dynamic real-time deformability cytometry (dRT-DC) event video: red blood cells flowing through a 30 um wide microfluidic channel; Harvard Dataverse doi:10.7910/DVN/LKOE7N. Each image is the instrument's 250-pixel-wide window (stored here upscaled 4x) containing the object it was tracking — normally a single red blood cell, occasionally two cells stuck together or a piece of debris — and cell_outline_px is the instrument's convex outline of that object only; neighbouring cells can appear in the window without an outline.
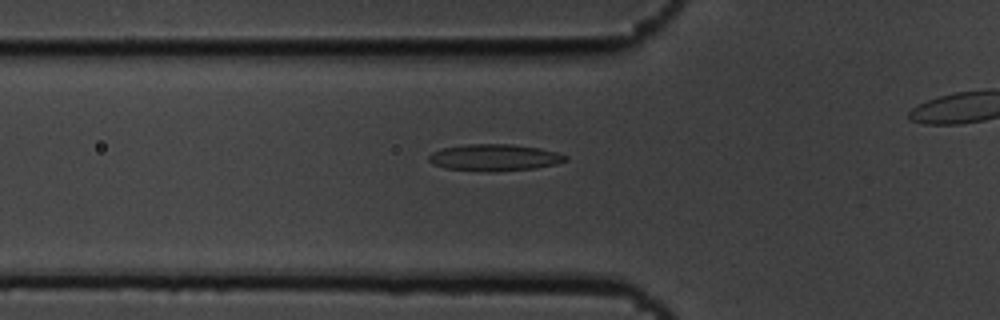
{"species": "common noctule bat (a hibernating species)", "species_latin": "Nyctalus noctula", "temperature_condition": "cold", "stored_images_in_passage": 45, "camera_frame_rate_fps": 3000, "um_per_image_px": 0.085, "animal": {"sex": "male", "body_mass_g": 19.5, "forearm_length_mm": 54.6}, "frame": {"image": 1, "passage_image": 19, "time_ms": 6.0, "image_size_px": [1000, 320], "cell_outline_px": [[568, 160], [556, 164], [536, 168], [492, 172], [444, 168], [432, 164], [428, 160], [428, 156], [432, 152], [444, 148], [468, 144], [512, 144], [540, 148], [556, 152], [568, 156]], "centroid_in_image_um": [42.04, 13.39], "position_along_channel_um": 83.8, "area_um2": 21.33}}
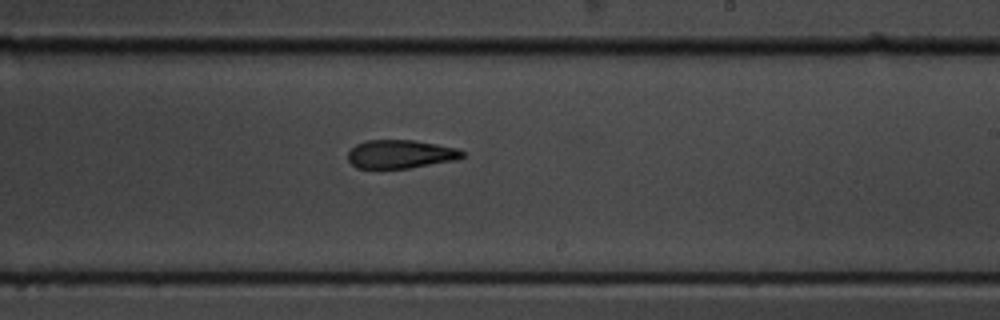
{"frame": {"image": 2, "passage_image": 33, "time_ms": 10.667, "image_size_px": [1000, 320], "cell_outline_px": [[464, 156], [456, 160], [408, 168], [356, 168], [348, 160], [348, 152], [356, 144], [364, 140], [416, 140], [456, 148], [464, 152]], "centroid_in_image_um": [34.02, 13.09], "position_along_channel_um": 255.0, "area_um2": 18.96}}
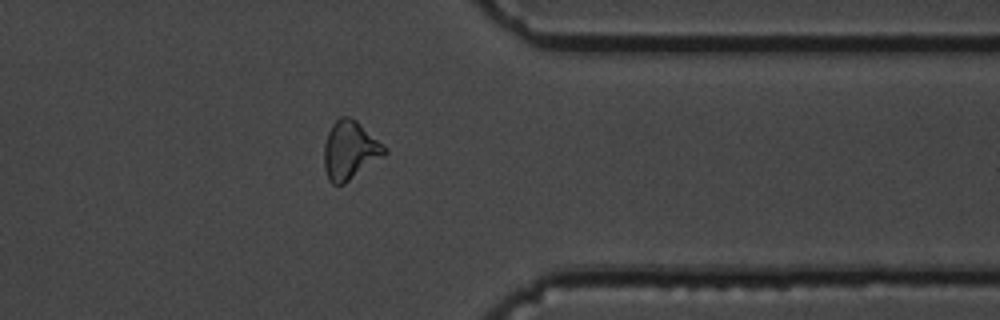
{"frame": {"image": 3, "passage_image": 44, "time_ms": 14.333, "image_size_px": [1000, 320], "cell_outline_px": [[388, 152], [344, 184], [332, 184], [328, 180], [324, 168], [324, 144], [328, 132], [332, 124], [340, 116], [348, 116], [356, 120], [388, 148]], "centroid_in_image_um": [29.73, 12.76], "position_along_channel_um": 381.7, "area_um2": 20.52}}